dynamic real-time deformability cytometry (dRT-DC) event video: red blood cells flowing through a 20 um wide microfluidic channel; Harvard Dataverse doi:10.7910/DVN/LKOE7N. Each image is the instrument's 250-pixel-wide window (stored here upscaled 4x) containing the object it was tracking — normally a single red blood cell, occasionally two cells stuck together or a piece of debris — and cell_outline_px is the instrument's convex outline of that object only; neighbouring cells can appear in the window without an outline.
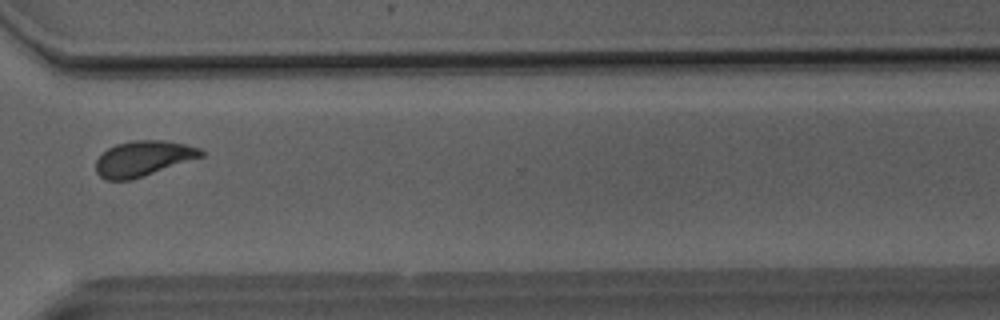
{"species": "Egyptian fruit bat (a non-hibernating species)", "species_latin": "Rousettus aegyptiacus", "temperature_condition": "room temperature", "stored_images_in_passage": 34, "camera_frame_rate_fps": 3000, "um_per_image_px": 0.085, "animal": {"sex": "male"}, "frame": {"image": 1, "passage_image": 23, "time_ms": 7.333, "image_size_px": [1000, 320], "cell_outline_px": [[204, 156], [132, 180], [104, 180], [96, 172], [96, 160], [108, 148], [116, 144], [136, 140], [164, 140], [184, 144], [200, 148], [204, 152]], "centroid_in_image_um": [12.17, 13.48], "position_along_channel_um": 358.4, "area_um2": 21.62}}
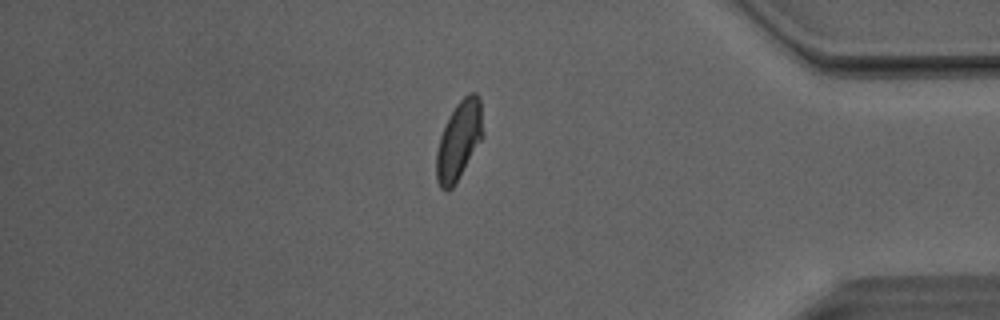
{"frame": {"image": 2, "passage_image": 28, "time_ms": 9.0, "image_size_px": [1000, 320], "cell_outline_px": [[484, 136], [456, 184], [452, 188], [440, 188], [436, 180], [436, 152], [440, 136], [456, 104], [468, 92], [476, 92], [480, 100], [484, 132]], "centroid_in_image_um": [39.03, 11.93], "position_along_channel_um": 396.2, "area_um2": 21.39}}